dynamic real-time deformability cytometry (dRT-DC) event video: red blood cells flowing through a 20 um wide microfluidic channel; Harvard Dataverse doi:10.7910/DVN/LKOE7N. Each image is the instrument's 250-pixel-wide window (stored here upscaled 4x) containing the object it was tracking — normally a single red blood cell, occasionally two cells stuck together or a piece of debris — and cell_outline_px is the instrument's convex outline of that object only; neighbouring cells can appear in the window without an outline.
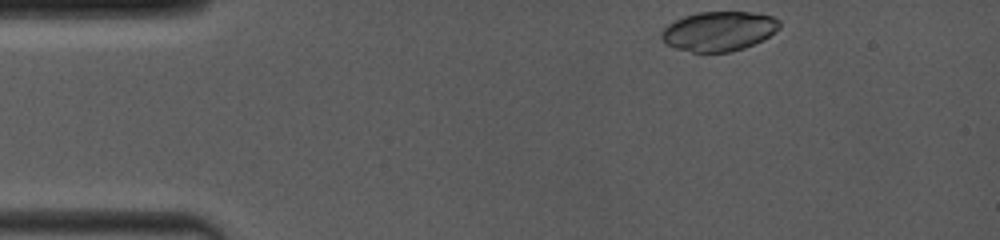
{"species": "common noctule bat (a hibernating species)", "species_latin": "Nyctalus noctula", "temperature_condition": "room temperature", "stored_images_in_passage": 14, "camera_frame_rate_fps": 4000, "um_per_image_px": 0.085, "animal": {"sex": "female", "body_mass_g": 19.0, "forearm_length_mm": 53.3}, "frame": {"image": 1, "passage_image": 1, "time_ms": 0.0, "image_size_px": [1000, 240], "cell_outline_px": [[780, 28], [764, 40], [744, 48], [728, 52], [692, 52], [676, 48], [664, 44], [660, 36], [660, 32], [668, 24], [684, 16], [696, 12], [752, 12], [772, 16], [780, 20]], "centroid_in_image_um": [61.1, 2.65], "position_along_channel_um": 23.9, "area_um2": 27.46}}